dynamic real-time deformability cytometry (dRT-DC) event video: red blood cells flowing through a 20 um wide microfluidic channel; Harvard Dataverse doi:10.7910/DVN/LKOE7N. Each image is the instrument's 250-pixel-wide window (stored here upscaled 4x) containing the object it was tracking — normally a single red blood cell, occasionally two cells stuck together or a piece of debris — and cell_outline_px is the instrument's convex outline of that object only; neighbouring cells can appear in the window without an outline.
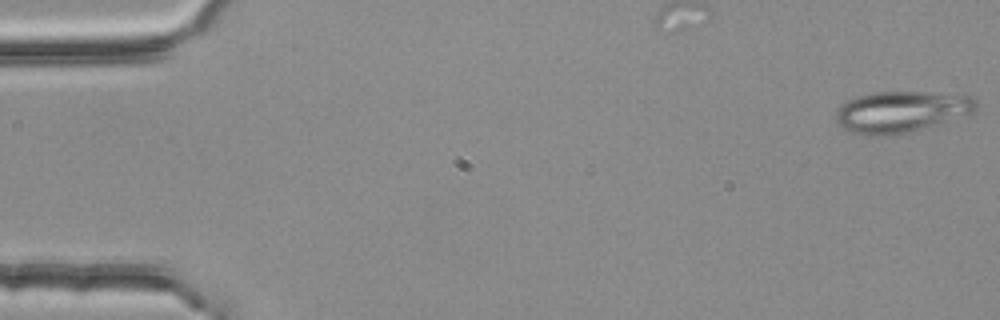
{"species": "common noctule bat (a hibernating species)", "species_latin": "Nyctalus noctula", "temperature_condition": "room temperature", "stored_images_in_passage": 50, "camera_frame_rate_fps": 3000, "um_per_image_px": 0.085, "animal": {"sex": "female", "body_mass_g": 25.1}, "frame": {"image": 1, "passage_image": 1, "time_ms": 0.0, "image_size_px": [1000, 320], "cell_outline_px": [[976, 108], [972, 112], [920, 128], [904, 132], [884, 136], [868, 136], [852, 132], [844, 128], [836, 120], [836, 112], [848, 100], [856, 96], [876, 92], [924, 92], [972, 96], [976, 100]], "centroid_in_image_um": [76.55, 9.48], "position_along_channel_um": 8.5, "area_um2": 32.77}}
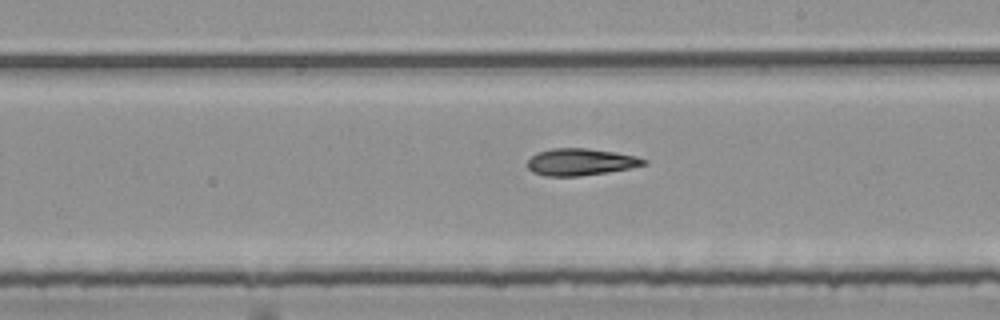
{"frame": {"image": 2, "passage_image": 31, "time_ms": 10.0, "image_size_px": [1000, 320], "cell_outline_px": [[648, 164], [608, 172], [580, 176], [544, 176], [532, 172], [528, 168], [528, 160], [536, 152], [552, 148], [588, 148], [616, 152], [636, 156], [648, 160]], "centroid_in_image_um": [49.35, 13.76], "position_along_channel_um": 239.7, "area_um2": 18.38}}
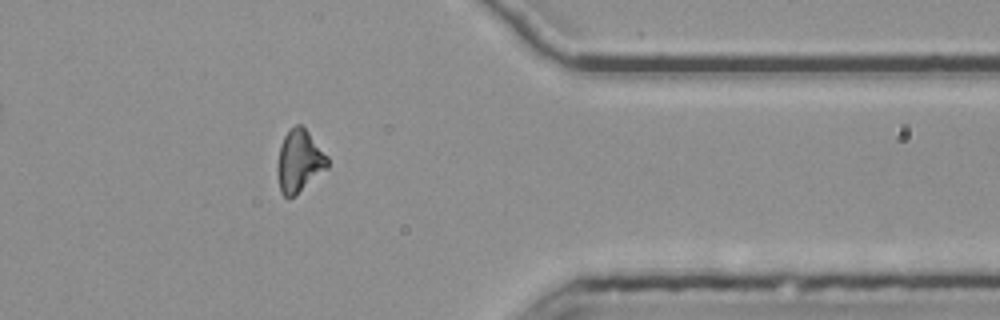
{"frame": {"image": 3, "passage_image": 44, "time_ms": 14.333, "image_size_px": [1000, 320], "cell_outline_px": [[328, 168], [296, 196], [288, 200], [280, 192], [276, 168], [280, 144], [284, 136], [296, 124], [300, 124], [308, 132], [328, 156]], "centroid_in_image_um": [25.43, 13.75], "position_along_channel_um": 386.0, "area_um2": 18.44}, "authors_computed_cell_mechanics": {"area_um2": 18.6694, "velocity_mm_per_s": 3.7739, "shape_relaxation_time_tau1_ms": null, "shape_relaxation_time_tau2_ms": 7.8611, "deformation_change_tau1": null, "deformation_change_tau2": 0.1838}}